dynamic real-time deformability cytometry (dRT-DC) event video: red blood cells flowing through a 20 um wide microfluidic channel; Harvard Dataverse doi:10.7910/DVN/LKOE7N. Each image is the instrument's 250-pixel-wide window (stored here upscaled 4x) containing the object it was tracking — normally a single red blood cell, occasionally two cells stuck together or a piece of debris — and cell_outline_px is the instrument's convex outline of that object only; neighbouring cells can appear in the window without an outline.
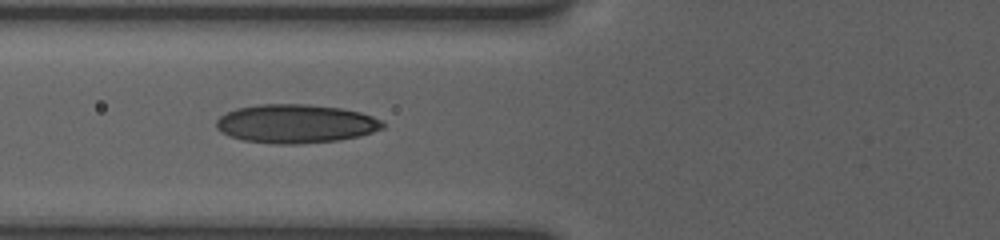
{"species": "human", "species_latin": "Homo sapiens", "temperature_condition": "room temperature", "stored_images_in_passage": 22, "camera_frame_rate_fps": 3000, "um_per_image_px": 0.085, "donor": {"sex": "female"}, "frame": {"image": 1, "passage_image": 12, "time_ms": 5.667, "image_size_px": [1000, 240], "cell_outline_px": [[384, 128], [360, 136], [340, 140], [300, 144], [276, 144], [244, 140], [228, 136], [220, 132], [216, 128], [216, 120], [220, 116], [236, 108], [260, 104], [308, 104], [340, 108], [360, 112], [372, 116], [380, 120], [384, 124]], "centroid_in_image_um": [25.12, 10.52], "position_along_channel_um": 100.7, "area_um2": 37.69}}
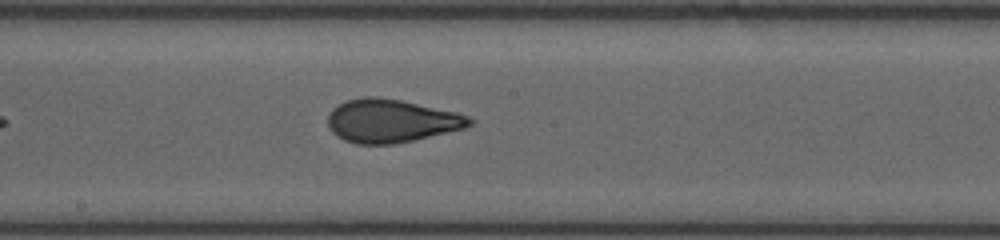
{"frame": {"image": 2, "passage_image": 18, "time_ms": 8.667, "image_size_px": [1000, 240], "cell_outline_px": [[472, 124], [464, 128], [412, 140], [392, 144], [356, 144], [344, 140], [336, 136], [328, 128], [328, 116], [332, 108], [348, 100], [364, 96], [376, 96], [400, 100], [456, 112], [468, 116], [472, 120]], "centroid_in_image_um": [33.2, 10.27], "position_along_channel_um": 215.0, "area_um2": 35.43}}
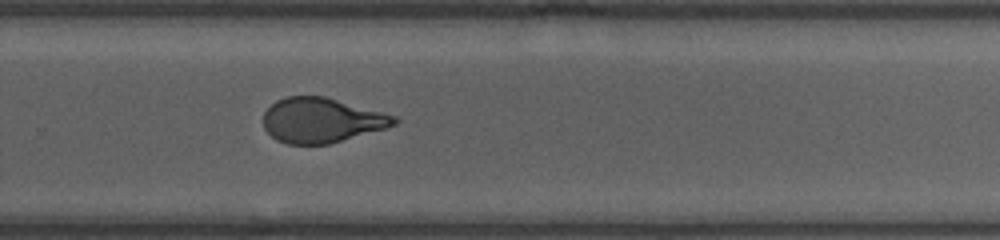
{"frame": {"image": 3, "passage_image": 22, "time_ms": 11.0, "image_size_px": [1000, 240], "cell_outline_px": [[400, 120], [396, 124], [388, 128], [328, 144], [288, 144], [276, 140], [264, 128], [264, 112], [276, 100], [288, 96], [324, 96], [396, 116]], "centroid_in_image_um": [27.34, 10.22], "position_along_channel_um": 302.5, "area_um2": 34.1}}